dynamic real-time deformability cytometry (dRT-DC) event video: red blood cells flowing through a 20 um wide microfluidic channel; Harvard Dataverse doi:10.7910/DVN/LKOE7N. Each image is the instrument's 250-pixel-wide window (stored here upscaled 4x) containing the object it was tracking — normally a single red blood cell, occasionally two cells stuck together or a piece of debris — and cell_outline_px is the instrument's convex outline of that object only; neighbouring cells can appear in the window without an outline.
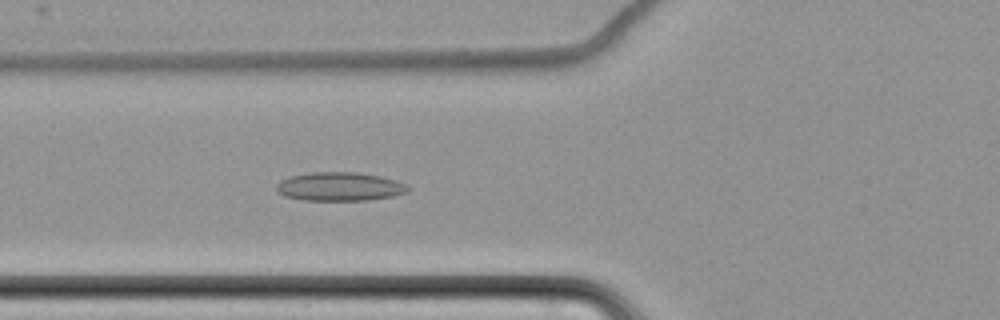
{"species": "common noctule bat (a hibernating species)", "species_latin": "Nyctalus noctula", "temperature_condition": "cold", "stored_images_in_passage": 7, "camera_frame_rate_fps": 3000, "um_per_image_px": 0.085, "animal": {"sex": "female", "body_mass_g": 22.7, "forearm_length_mm": 54.2}, "frame": {"image": 1, "passage_image": 7, "time_ms": 8.0, "image_size_px": [1000, 320], "cell_outline_px": [[408, 192], [392, 196], [368, 200], [300, 200], [284, 196], [276, 192], [276, 184], [280, 180], [288, 176], [312, 172], [356, 172], [380, 176], [396, 180], [404, 184], [408, 188]], "centroid_in_image_um": [28.8, 15.86], "position_along_channel_um": 97.0, "area_um2": 22.08}}